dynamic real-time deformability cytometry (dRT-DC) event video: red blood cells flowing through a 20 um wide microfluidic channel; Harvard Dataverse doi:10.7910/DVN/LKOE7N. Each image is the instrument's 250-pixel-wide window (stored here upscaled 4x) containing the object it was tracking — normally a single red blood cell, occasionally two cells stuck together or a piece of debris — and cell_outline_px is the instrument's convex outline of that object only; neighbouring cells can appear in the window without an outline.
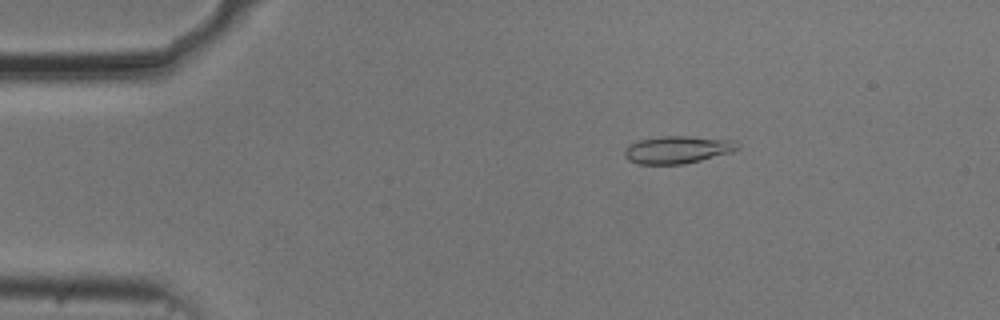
{"species": "common noctule bat (a hibernating species)", "species_latin": "Nyctalus noctula", "temperature_condition": "cold", "stored_images_in_passage": 54, "camera_frame_rate_fps": 3000, "um_per_image_px": 0.085, "animal": {"sex": "male", "body_mass_g": 20.5, "forearm_length_mm": 52.5}, "frame": {"image": 1, "passage_image": 9, "time_ms": 2.667, "image_size_px": [1000, 320], "cell_outline_px": [[740, 148], [732, 152], [684, 164], [636, 164], [628, 160], [624, 156], [624, 148], [628, 144], [640, 140], [660, 136], [688, 136], [736, 140], [740, 144]], "centroid_in_image_um": [57.58, 12.72], "position_along_channel_um": 27.4, "area_um2": 18.32}}
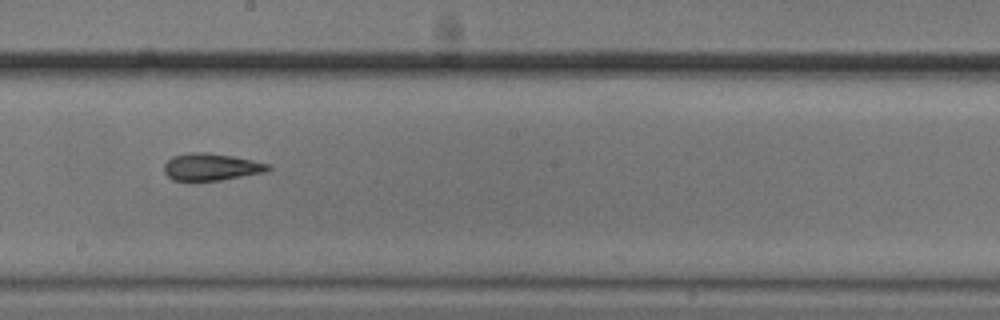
{"frame": {"image": 2, "passage_image": 30, "time_ms": 9.667, "image_size_px": [1000, 320], "cell_outline_px": [[272, 168], [264, 172], [220, 180], [172, 180], [164, 172], [164, 164], [172, 156], [188, 152], [208, 152], [232, 156], [272, 164]], "centroid_in_image_um": [17.95, 14.17], "position_along_channel_um": 230.3, "area_um2": 16.42}}
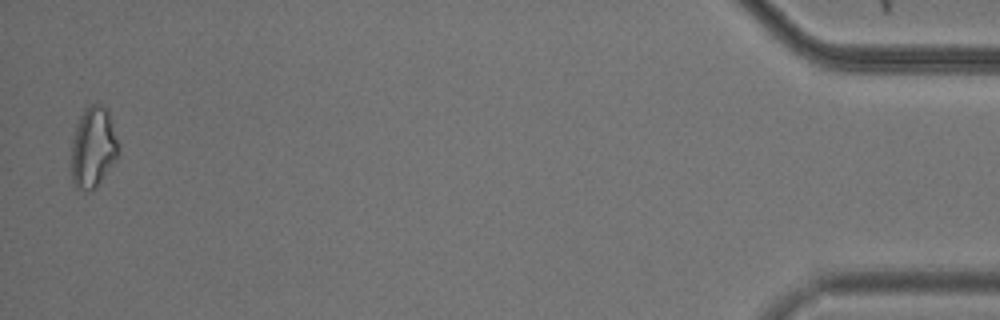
{"frame": {"image": 3, "passage_image": 53, "time_ms": 17.333, "image_size_px": [1000, 320], "cell_outline_px": [[120, 152], [116, 160], [96, 188], [88, 192], [76, 188], [72, 180], [72, 140], [76, 124], [84, 108], [88, 104], [104, 104], [108, 108], [120, 144]], "centroid_in_image_um": [7.95, 12.5], "position_along_channel_um": 427.2, "area_um2": 22.83}, "authors_computed_cell_mechanics": {"area_um2": 17.4556, "velocity_mm_per_s": 3.7281, "shape_relaxation_time_tau1_ms": null, "shape_relaxation_time_tau2_ms": 2.4458, "deformation_change_tau1": null, "deformation_change_tau2": 0.0937}}